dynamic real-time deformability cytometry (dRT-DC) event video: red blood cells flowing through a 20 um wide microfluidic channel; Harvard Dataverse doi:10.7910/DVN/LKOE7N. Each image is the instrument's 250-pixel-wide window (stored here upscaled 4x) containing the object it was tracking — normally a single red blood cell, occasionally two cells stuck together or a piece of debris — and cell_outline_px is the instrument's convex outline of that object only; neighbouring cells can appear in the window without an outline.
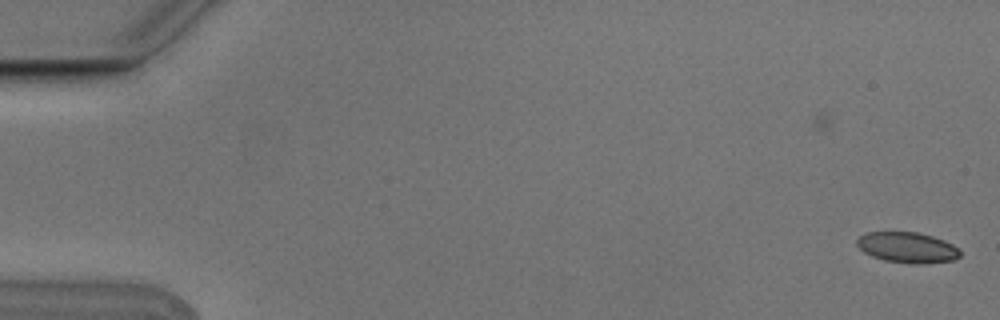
{"species": "Egyptian fruit bat (a non-hibernating species)", "species_latin": "Rousettus aegyptiacus", "temperature_condition": "cold", "stored_images_in_passage": 6, "camera_frame_rate_fps": 3000, "um_per_image_px": 0.085, "animal": {"sex": "male"}, "frame": {"image": 1, "passage_image": 1, "time_ms": 0.0, "image_size_px": [1000, 320], "cell_outline_px": [[960, 256], [952, 260], [920, 264], [912, 264], [884, 260], [872, 256], [864, 252], [856, 244], [856, 240], [860, 236], [868, 232], [916, 232], [932, 236], [944, 240], [960, 248]], "centroid_in_image_um": [77.13, 21.03], "position_along_channel_um": 7.9, "area_um2": 18.38}}